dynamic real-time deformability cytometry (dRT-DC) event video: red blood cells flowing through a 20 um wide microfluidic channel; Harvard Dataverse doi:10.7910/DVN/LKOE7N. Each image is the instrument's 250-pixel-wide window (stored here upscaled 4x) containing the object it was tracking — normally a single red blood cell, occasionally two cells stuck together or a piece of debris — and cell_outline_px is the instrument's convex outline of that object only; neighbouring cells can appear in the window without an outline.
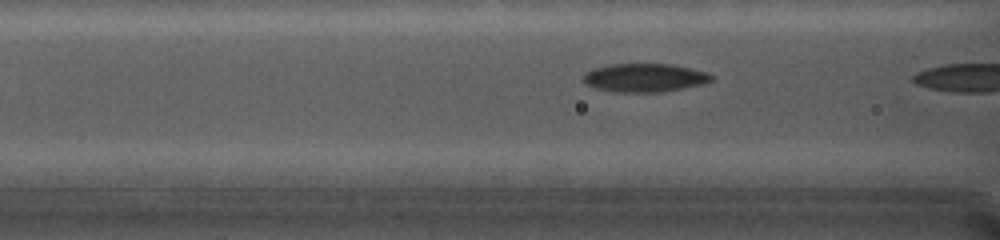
{"species": "common noctule bat (a hibernating species)", "species_latin": "Nyctalus noctula", "temperature_condition": "cold", "stored_images_in_passage": 5, "camera_frame_rate_fps": 5000, "um_per_image_px": 0.085, "animal": {"sex": "female", "body_mass_g": 19.0, "forearm_length_mm": 56.7}, "frame": {"image": 1, "passage_image": 4, "time_ms": 1.0, "image_size_px": [1000, 240], "cell_outline_px": [[712, 80], [700, 84], [680, 88], [656, 92], [620, 92], [600, 88], [588, 84], [584, 80], [584, 72], [592, 68], [608, 64], [672, 64], [692, 68], [708, 72], [712, 76]], "centroid_in_image_um": [54.79, 6.58], "position_along_channel_um": 111.8, "area_um2": 20.87}}